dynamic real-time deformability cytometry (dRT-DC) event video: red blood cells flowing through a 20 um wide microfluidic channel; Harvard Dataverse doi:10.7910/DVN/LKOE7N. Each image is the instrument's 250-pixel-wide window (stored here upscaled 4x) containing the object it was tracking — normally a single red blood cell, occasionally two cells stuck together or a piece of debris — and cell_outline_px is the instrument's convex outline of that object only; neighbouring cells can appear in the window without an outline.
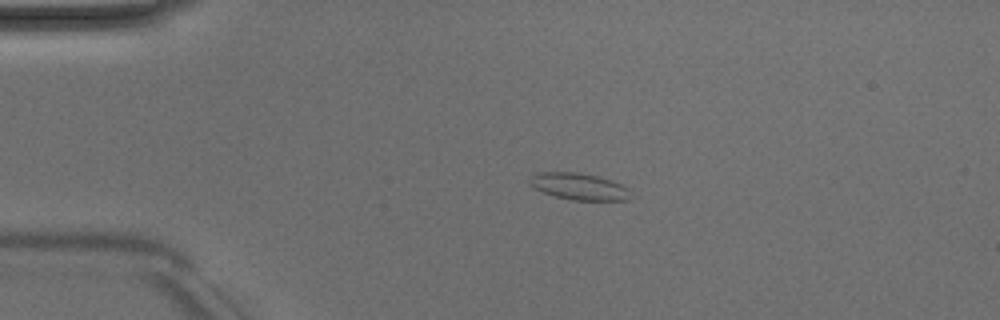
{"species": "Egyptian fruit bat (a non-hibernating species)", "species_latin": "Rousettus aegyptiacus", "temperature_condition": "room temperature", "stored_images_in_passage": 4, "camera_frame_rate_fps": 3000, "um_per_image_px": 0.085, "animal": {"sex": "male"}, "frame": {"image": 1, "passage_image": 3, "time_ms": 2.333, "image_size_px": [1000, 320], "cell_outline_px": [[632, 200], [572, 200], [556, 196], [544, 192], [528, 184], [532, 176], [536, 172], [576, 172], [596, 176], [612, 180], [628, 188]], "centroid_in_image_um": [49.24, 15.85], "position_along_channel_um": 35.8, "area_um2": 15.61}}